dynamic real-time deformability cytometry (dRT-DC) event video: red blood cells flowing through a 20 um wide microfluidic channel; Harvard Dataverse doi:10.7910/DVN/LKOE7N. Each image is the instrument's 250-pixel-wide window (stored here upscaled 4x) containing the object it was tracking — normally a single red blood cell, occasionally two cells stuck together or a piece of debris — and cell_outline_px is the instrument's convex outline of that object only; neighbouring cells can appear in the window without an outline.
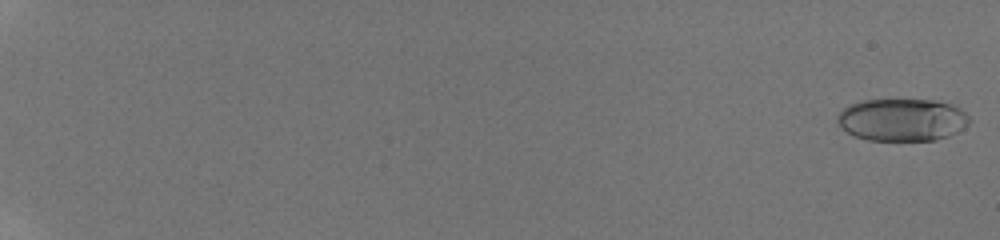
{"species": "human", "species_latin": "Homo sapiens", "temperature_condition": "room temperature", "stored_images_in_passage": 20, "camera_frame_rate_fps": 3000, "um_per_image_px": 0.085, "donor": {"sex": "male"}, "frame": {"image": 1, "passage_image": 1, "time_ms": 0.0, "image_size_px": [1000, 240], "cell_outline_px": [[972, 120], [964, 128], [948, 136], [936, 140], [868, 140], [856, 136], [848, 132], [836, 120], [836, 116], [848, 104], [864, 100], [936, 100], [952, 104], [960, 108]], "centroid_in_image_um": [76.71, 10.17], "position_along_channel_um": 8.3, "area_um2": 32.66}}
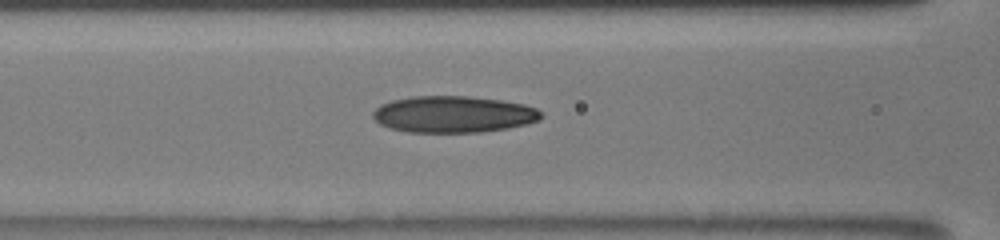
{"frame": {"image": 2, "passage_image": 15, "time_ms": 4.667, "image_size_px": [1000, 240], "cell_outline_px": [[544, 116], [540, 120], [528, 124], [508, 128], [480, 132], [408, 132], [388, 128], [380, 124], [372, 116], [372, 112], [380, 104], [392, 100], [412, 96], [468, 96], [500, 100], [524, 104], [536, 108]], "centroid_in_image_um": [38.54, 9.72], "position_along_channel_um": 128.1, "area_um2": 36.07}}
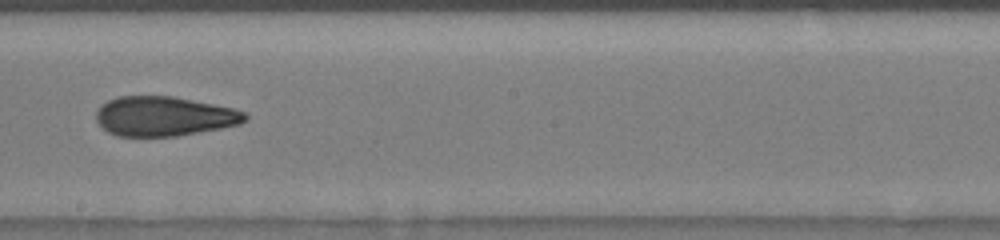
{"frame": {"image": 3, "passage_image": 19, "time_ms": 6.0, "image_size_px": [1000, 240], "cell_outline_px": [[248, 120], [240, 124], [220, 128], [176, 136], [116, 136], [108, 132], [96, 120], [96, 112], [100, 104], [108, 100], [120, 96], [172, 96], [236, 108], [244, 112], [248, 116]], "centroid_in_image_um": [13.96, 9.87], "position_along_channel_um": 234.2, "area_um2": 34.45}}